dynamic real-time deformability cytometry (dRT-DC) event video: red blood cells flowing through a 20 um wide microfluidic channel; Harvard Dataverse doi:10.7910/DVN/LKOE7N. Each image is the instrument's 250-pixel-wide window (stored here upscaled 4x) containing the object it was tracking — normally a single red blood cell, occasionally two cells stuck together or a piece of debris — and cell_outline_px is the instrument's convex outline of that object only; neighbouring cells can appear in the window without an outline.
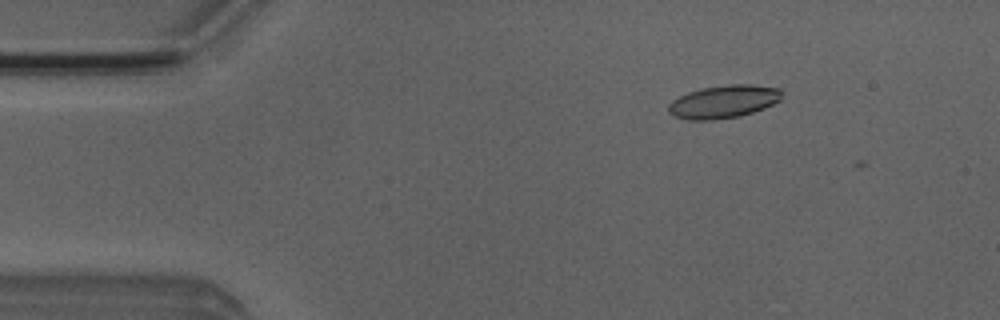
{"species": "Egyptian fruit bat (a non-hibernating species)", "species_latin": "Rousettus aegyptiacus", "temperature_condition": "room temperature", "stored_images_in_passage": 4, "camera_frame_rate_fps": 3000, "um_per_image_px": 0.085, "animal": {"sex": "male"}, "frame": {"image": 1, "passage_image": 1, "time_ms": 0.0, "image_size_px": [1000, 320], "cell_outline_px": [[780, 100], [764, 108], [740, 116], [712, 120], [688, 120], [676, 116], [668, 112], [668, 104], [672, 100], [688, 92], [700, 88], [728, 84], [752, 84], [780, 88]], "centroid_in_image_um": [61.48, 8.63], "position_along_channel_um": 23.5, "area_um2": 21.73}}